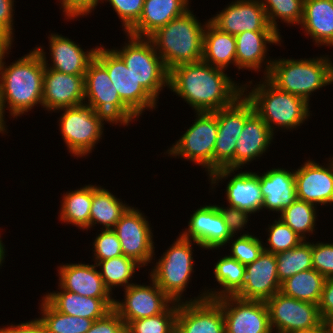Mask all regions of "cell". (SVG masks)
Listing matches in <instances>:
<instances>
[{"mask_svg":"<svg viewBox=\"0 0 333 333\" xmlns=\"http://www.w3.org/2000/svg\"><path fill=\"white\" fill-rule=\"evenodd\" d=\"M224 72L203 61L180 64L169 70L168 88L196 112H215L232 105L244 94L243 85L239 86Z\"/></svg>","mask_w":333,"mask_h":333,"instance_id":"cell-1","label":"cell"},{"mask_svg":"<svg viewBox=\"0 0 333 333\" xmlns=\"http://www.w3.org/2000/svg\"><path fill=\"white\" fill-rule=\"evenodd\" d=\"M3 59L0 60V103L3 113L9 109L12 117H18L37 104L43 107L45 65L40 53L33 49L10 66H6Z\"/></svg>","mask_w":333,"mask_h":333,"instance_id":"cell-2","label":"cell"},{"mask_svg":"<svg viewBox=\"0 0 333 333\" xmlns=\"http://www.w3.org/2000/svg\"><path fill=\"white\" fill-rule=\"evenodd\" d=\"M196 18L187 10L148 37L168 70L202 61L205 25Z\"/></svg>","mask_w":333,"mask_h":333,"instance_id":"cell-3","label":"cell"},{"mask_svg":"<svg viewBox=\"0 0 333 333\" xmlns=\"http://www.w3.org/2000/svg\"><path fill=\"white\" fill-rule=\"evenodd\" d=\"M259 84L247 90L243 85L245 97L252 103L254 111L266 122L274 133L277 126L291 130L297 128L310 116L309 103L302 97L279 90L266 77ZM256 86V87H255ZM247 91H249L247 93Z\"/></svg>","mask_w":333,"mask_h":333,"instance_id":"cell-4","label":"cell"},{"mask_svg":"<svg viewBox=\"0 0 333 333\" xmlns=\"http://www.w3.org/2000/svg\"><path fill=\"white\" fill-rule=\"evenodd\" d=\"M328 55L309 59L274 60L266 78L279 90L304 98L333 84V63Z\"/></svg>","mask_w":333,"mask_h":333,"instance_id":"cell-5","label":"cell"},{"mask_svg":"<svg viewBox=\"0 0 333 333\" xmlns=\"http://www.w3.org/2000/svg\"><path fill=\"white\" fill-rule=\"evenodd\" d=\"M126 36L128 43L121 50H113L122 58L135 79L157 100L162 88L169 87V70L149 38L130 34Z\"/></svg>","mask_w":333,"mask_h":333,"instance_id":"cell-6","label":"cell"},{"mask_svg":"<svg viewBox=\"0 0 333 333\" xmlns=\"http://www.w3.org/2000/svg\"><path fill=\"white\" fill-rule=\"evenodd\" d=\"M192 253V240L179 235L150 272V278L174 302H182V294L194 272Z\"/></svg>","mask_w":333,"mask_h":333,"instance_id":"cell-7","label":"cell"},{"mask_svg":"<svg viewBox=\"0 0 333 333\" xmlns=\"http://www.w3.org/2000/svg\"><path fill=\"white\" fill-rule=\"evenodd\" d=\"M60 110L64 111L59 119L60 131L69 153L79 158L90 154L103 135V122H111L86 104Z\"/></svg>","mask_w":333,"mask_h":333,"instance_id":"cell-8","label":"cell"},{"mask_svg":"<svg viewBox=\"0 0 333 333\" xmlns=\"http://www.w3.org/2000/svg\"><path fill=\"white\" fill-rule=\"evenodd\" d=\"M112 86L107 69L94 58L84 76V98L88 99L84 104L103 114L112 124L128 126L138 117L122 102Z\"/></svg>","mask_w":333,"mask_h":333,"instance_id":"cell-9","label":"cell"},{"mask_svg":"<svg viewBox=\"0 0 333 333\" xmlns=\"http://www.w3.org/2000/svg\"><path fill=\"white\" fill-rule=\"evenodd\" d=\"M195 122L166 153L197 163L208 175L214 172V147L218 136L215 112H195Z\"/></svg>","mask_w":333,"mask_h":333,"instance_id":"cell-10","label":"cell"},{"mask_svg":"<svg viewBox=\"0 0 333 333\" xmlns=\"http://www.w3.org/2000/svg\"><path fill=\"white\" fill-rule=\"evenodd\" d=\"M252 103L243 94L232 105L216 111L218 136L214 147V171L235 170V148L245 121L254 113Z\"/></svg>","mask_w":333,"mask_h":333,"instance_id":"cell-11","label":"cell"},{"mask_svg":"<svg viewBox=\"0 0 333 333\" xmlns=\"http://www.w3.org/2000/svg\"><path fill=\"white\" fill-rule=\"evenodd\" d=\"M100 46H97L95 58L107 69L112 87L118 91L122 102L138 118L144 110L155 109L158 100L135 79L122 58L113 49Z\"/></svg>","mask_w":333,"mask_h":333,"instance_id":"cell-12","label":"cell"},{"mask_svg":"<svg viewBox=\"0 0 333 333\" xmlns=\"http://www.w3.org/2000/svg\"><path fill=\"white\" fill-rule=\"evenodd\" d=\"M266 304L272 331L276 329V333H299L314 329L324 322L318 304L300 301L280 291Z\"/></svg>","mask_w":333,"mask_h":333,"instance_id":"cell-13","label":"cell"},{"mask_svg":"<svg viewBox=\"0 0 333 333\" xmlns=\"http://www.w3.org/2000/svg\"><path fill=\"white\" fill-rule=\"evenodd\" d=\"M149 222L137 208L130 206L116 223V232L124 256L142 267L151 263L154 253L153 233Z\"/></svg>","mask_w":333,"mask_h":333,"instance_id":"cell-14","label":"cell"},{"mask_svg":"<svg viewBox=\"0 0 333 333\" xmlns=\"http://www.w3.org/2000/svg\"><path fill=\"white\" fill-rule=\"evenodd\" d=\"M215 300L223 310L225 333H273L265 301L243 300L236 296Z\"/></svg>","mask_w":333,"mask_h":333,"instance_id":"cell-15","label":"cell"},{"mask_svg":"<svg viewBox=\"0 0 333 333\" xmlns=\"http://www.w3.org/2000/svg\"><path fill=\"white\" fill-rule=\"evenodd\" d=\"M177 333H225L224 314L215 299L203 292L197 298L177 303Z\"/></svg>","mask_w":333,"mask_h":333,"instance_id":"cell-16","label":"cell"},{"mask_svg":"<svg viewBox=\"0 0 333 333\" xmlns=\"http://www.w3.org/2000/svg\"><path fill=\"white\" fill-rule=\"evenodd\" d=\"M274 133L270 130L266 122L254 112L246 121L235 148V170H228L221 168L214 171L209 175L211 179V185L214 186L219 183V180L223 181V178L227 179L239 168L242 169L244 164L255 160L257 157H261L265 153L274 138ZM217 183V184H215Z\"/></svg>","mask_w":333,"mask_h":333,"instance_id":"cell-17","label":"cell"},{"mask_svg":"<svg viewBox=\"0 0 333 333\" xmlns=\"http://www.w3.org/2000/svg\"><path fill=\"white\" fill-rule=\"evenodd\" d=\"M151 282L150 286L131 284L124 290V302L115 299L113 309L123 319L125 325L133 320L163 313L174 302L153 279Z\"/></svg>","mask_w":333,"mask_h":333,"instance_id":"cell-18","label":"cell"},{"mask_svg":"<svg viewBox=\"0 0 333 333\" xmlns=\"http://www.w3.org/2000/svg\"><path fill=\"white\" fill-rule=\"evenodd\" d=\"M209 21L233 36L244 31H275L268 23L261 0H236Z\"/></svg>","mask_w":333,"mask_h":333,"instance_id":"cell-19","label":"cell"},{"mask_svg":"<svg viewBox=\"0 0 333 333\" xmlns=\"http://www.w3.org/2000/svg\"><path fill=\"white\" fill-rule=\"evenodd\" d=\"M280 290L276 255L263 250L254 262L245 266L244 284L234 296L266 302Z\"/></svg>","mask_w":333,"mask_h":333,"instance_id":"cell-20","label":"cell"},{"mask_svg":"<svg viewBox=\"0 0 333 333\" xmlns=\"http://www.w3.org/2000/svg\"><path fill=\"white\" fill-rule=\"evenodd\" d=\"M180 235L204 249H219L231 238L217 205H206L194 211L188 222V229Z\"/></svg>","mask_w":333,"mask_h":333,"instance_id":"cell-21","label":"cell"},{"mask_svg":"<svg viewBox=\"0 0 333 333\" xmlns=\"http://www.w3.org/2000/svg\"><path fill=\"white\" fill-rule=\"evenodd\" d=\"M84 76L61 73L45 66L43 78V108L57 111L85 103Z\"/></svg>","mask_w":333,"mask_h":333,"instance_id":"cell-22","label":"cell"},{"mask_svg":"<svg viewBox=\"0 0 333 333\" xmlns=\"http://www.w3.org/2000/svg\"><path fill=\"white\" fill-rule=\"evenodd\" d=\"M326 166L308 160L294 170L297 199L317 204L333 203V159Z\"/></svg>","mask_w":333,"mask_h":333,"instance_id":"cell-23","label":"cell"},{"mask_svg":"<svg viewBox=\"0 0 333 333\" xmlns=\"http://www.w3.org/2000/svg\"><path fill=\"white\" fill-rule=\"evenodd\" d=\"M49 46H50V56L51 57V66L46 61V52L44 49L39 46L35 49L40 53L44 65L47 68L56 70L61 73L72 74V75H85L89 63L95 58L96 48H92L89 51L84 52L83 49L76 44L71 39L58 35L51 34L49 35Z\"/></svg>","mask_w":333,"mask_h":333,"instance_id":"cell-24","label":"cell"},{"mask_svg":"<svg viewBox=\"0 0 333 333\" xmlns=\"http://www.w3.org/2000/svg\"><path fill=\"white\" fill-rule=\"evenodd\" d=\"M236 39V67L259 72L266 60V70L263 77L270 71L273 60L265 59L267 44L281 43V35L277 31H244L235 36Z\"/></svg>","mask_w":333,"mask_h":333,"instance_id":"cell-25","label":"cell"},{"mask_svg":"<svg viewBox=\"0 0 333 333\" xmlns=\"http://www.w3.org/2000/svg\"><path fill=\"white\" fill-rule=\"evenodd\" d=\"M96 264L72 263L58 267L59 288L86 297L114 299L104 284Z\"/></svg>","mask_w":333,"mask_h":333,"instance_id":"cell-26","label":"cell"},{"mask_svg":"<svg viewBox=\"0 0 333 333\" xmlns=\"http://www.w3.org/2000/svg\"><path fill=\"white\" fill-rule=\"evenodd\" d=\"M188 4V0H144L139 20L126 34L148 38L156 30L189 10Z\"/></svg>","mask_w":333,"mask_h":333,"instance_id":"cell-27","label":"cell"},{"mask_svg":"<svg viewBox=\"0 0 333 333\" xmlns=\"http://www.w3.org/2000/svg\"><path fill=\"white\" fill-rule=\"evenodd\" d=\"M258 177L263 208L281 213L297 199L294 171L273 168Z\"/></svg>","mask_w":333,"mask_h":333,"instance_id":"cell-28","label":"cell"},{"mask_svg":"<svg viewBox=\"0 0 333 333\" xmlns=\"http://www.w3.org/2000/svg\"><path fill=\"white\" fill-rule=\"evenodd\" d=\"M50 292L44 298L59 312L90 320L104 317L114 307L115 299H100L82 296L67 290L59 289Z\"/></svg>","mask_w":333,"mask_h":333,"instance_id":"cell-29","label":"cell"},{"mask_svg":"<svg viewBox=\"0 0 333 333\" xmlns=\"http://www.w3.org/2000/svg\"><path fill=\"white\" fill-rule=\"evenodd\" d=\"M301 26L315 44L333 46V0H304Z\"/></svg>","mask_w":333,"mask_h":333,"instance_id":"cell-30","label":"cell"},{"mask_svg":"<svg viewBox=\"0 0 333 333\" xmlns=\"http://www.w3.org/2000/svg\"><path fill=\"white\" fill-rule=\"evenodd\" d=\"M225 192L228 206L250 213L263 209V195L258 173L239 172L228 181Z\"/></svg>","mask_w":333,"mask_h":333,"instance_id":"cell-31","label":"cell"},{"mask_svg":"<svg viewBox=\"0 0 333 333\" xmlns=\"http://www.w3.org/2000/svg\"><path fill=\"white\" fill-rule=\"evenodd\" d=\"M202 61L223 70L232 63L236 66L235 36L220 31L209 20L205 22Z\"/></svg>","mask_w":333,"mask_h":333,"instance_id":"cell-32","label":"cell"},{"mask_svg":"<svg viewBox=\"0 0 333 333\" xmlns=\"http://www.w3.org/2000/svg\"><path fill=\"white\" fill-rule=\"evenodd\" d=\"M129 207L107 189L93 185L90 228L98 223L102 229H113Z\"/></svg>","mask_w":333,"mask_h":333,"instance_id":"cell-33","label":"cell"},{"mask_svg":"<svg viewBox=\"0 0 333 333\" xmlns=\"http://www.w3.org/2000/svg\"><path fill=\"white\" fill-rule=\"evenodd\" d=\"M93 185L63 194L60 221L67 222L80 229H90V209L92 205Z\"/></svg>","mask_w":333,"mask_h":333,"instance_id":"cell-34","label":"cell"},{"mask_svg":"<svg viewBox=\"0 0 333 333\" xmlns=\"http://www.w3.org/2000/svg\"><path fill=\"white\" fill-rule=\"evenodd\" d=\"M325 279L312 268L287 278L281 283L280 292L300 301L319 304Z\"/></svg>","mask_w":333,"mask_h":333,"instance_id":"cell-35","label":"cell"},{"mask_svg":"<svg viewBox=\"0 0 333 333\" xmlns=\"http://www.w3.org/2000/svg\"><path fill=\"white\" fill-rule=\"evenodd\" d=\"M214 277L219 285L221 291H204L206 298L218 299L224 296H234L243 286L245 278V265L237 261L229 255L224 256L215 263Z\"/></svg>","mask_w":333,"mask_h":333,"instance_id":"cell-36","label":"cell"},{"mask_svg":"<svg viewBox=\"0 0 333 333\" xmlns=\"http://www.w3.org/2000/svg\"><path fill=\"white\" fill-rule=\"evenodd\" d=\"M41 318L48 333H86L94 320L63 314L57 311L44 297L41 303Z\"/></svg>","mask_w":333,"mask_h":333,"instance_id":"cell-37","label":"cell"},{"mask_svg":"<svg viewBox=\"0 0 333 333\" xmlns=\"http://www.w3.org/2000/svg\"><path fill=\"white\" fill-rule=\"evenodd\" d=\"M277 275L280 283L296 273L313 268L312 244L306 240L291 250L276 253Z\"/></svg>","mask_w":333,"mask_h":333,"instance_id":"cell-38","label":"cell"},{"mask_svg":"<svg viewBox=\"0 0 333 333\" xmlns=\"http://www.w3.org/2000/svg\"><path fill=\"white\" fill-rule=\"evenodd\" d=\"M97 266L102 268L101 277L111 294L114 287L123 286L125 289L134 284L129 281L135 271L142 267L134 259L124 255L100 261Z\"/></svg>","mask_w":333,"mask_h":333,"instance_id":"cell-39","label":"cell"},{"mask_svg":"<svg viewBox=\"0 0 333 333\" xmlns=\"http://www.w3.org/2000/svg\"><path fill=\"white\" fill-rule=\"evenodd\" d=\"M316 210V205L296 199L280 213L279 219L306 240V234H313L315 231Z\"/></svg>","mask_w":333,"mask_h":333,"instance_id":"cell-40","label":"cell"},{"mask_svg":"<svg viewBox=\"0 0 333 333\" xmlns=\"http://www.w3.org/2000/svg\"><path fill=\"white\" fill-rule=\"evenodd\" d=\"M261 3L269 25L279 34L277 19L288 25H300L302 22L304 0H261Z\"/></svg>","mask_w":333,"mask_h":333,"instance_id":"cell-41","label":"cell"},{"mask_svg":"<svg viewBox=\"0 0 333 333\" xmlns=\"http://www.w3.org/2000/svg\"><path fill=\"white\" fill-rule=\"evenodd\" d=\"M171 305L156 316L130 321L126 330L130 333H173L176 330L177 302Z\"/></svg>","mask_w":333,"mask_h":333,"instance_id":"cell-42","label":"cell"},{"mask_svg":"<svg viewBox=\"0 0 333 333\" xmlns=\"http://www.w3.org/2000/svg\"><path fill=\"white\" fill-rule=\"evenodd\" d=\"M271 226L269 225V234L267 243L269 247H263L264 251L269 253H279L298 246L304 239L294 232L286 223L281 219L274 221Z\"/></svg>","mask_w":333,"mask_h":333,"instance_id":"cell-43","label":"cell"},{"mask_svg":"<svg viewBox=\"0 0 333 333\" xmlns=\"http://www.w3.org/2000/svg\"><path fill=\"white\" fill-rule=\"evenodd\" d=\"M232 239L233 237L228 242L229 244L230 240L233 241L231 242V253L229 256L245 266L254 262L264 250L263 242L249 233H245L235 240Z\"/></svg>","mask_w":333,"mask_h":333,"instance_id":"cell-44","label":"cell"},{"mask_svg":"<svg viewBox=\"0 0 333 333\" xmlns=\"http://www.w3.org/2000/svg\"><path fill=\"white\" fill-rule=\"evenodd\" d=\"M94 258L97 265L100 261L123 255L122 247L113 229H103L93 242Z\"/></svg>","mask_w":333,"mask_h":333,"instance_id":"cell-45","label":"cell"},{"mask_svg":"<svg viewBox=\"0 0 333 333\" xmlns=\"http://www.w3.org/2000/svg\"><path fill=\"white\" fill-rule=\"evenodd\" d=\"M103 1V0H102ZM109 1L113 10L119 16L125 33L139 20L144 0H105Z\"/></svg>","mask_w":333,"mask_h":333,"instance_id":"cell-46","label":"cell"},{"mask_svg":"<svg viewBox=\"0 0 333 333\" xmlns=\"http://www.w3.org/2000/svg\"><path fill=\"white\" fill-rule=\"evenodd\" d=\"M312 263L325 278H333V243H312Z\"/></svg>","mask_w":333,"mask_h":333,"instance_id":"cell-47","label":"cell"},{"mask_svg":"<svg viewBox=\"0 0 333 333\" xmlns=\"http://www.w3.org/2000/svg\"><path fill=\"white\" fill-rule=\"evenodd\" d=\"M126 325L118 313L112 309L104 317L93 322L86 333H123Z\"/></svg>","mask_w":333,"mask_h":333,"instance_id":"cell-48","label":"cell"},{"mask_svg":"<svg viewBox=\"0 0 333 333\" xmlns=\"http://www.w3.org/2000/svg\"><path fill=\"white\" fill-rule=\"evenodd\" d=\"M218 209L222 214L226 225L228 226L231 237L237 235L235 233H238V231L242 230L243 227L245 228V225L249 221L248 216L252 214L245 210L238 209L234 206H229L225 208L218 206Z\"/></svg>","mask_w":333,"mask_h":333,"instance_id":"cell-49","label":"cell"},{"mask_svg":"<svg viewBox=\"0 0 333 333\" xmlns=\"http://www.w3.org/2000/svg\"><path fill=\"white\" fill-rule=\"evenodd\" d=\"M102 0H60L66 19L85 16L92 12Z\"/></svg>","mask_w":333,"mask_h":333,"instance_id":"cell-50","label":"cell"},{"mask_svg":"<svg viewBox=\"0 0 333 333\" xmlns=\"http://www.w3.org/2000/svg\"><path fill=\"white\" fill-rule=\"evenodd\" d=\"M318 307L324 322L333 318V278L325 279Z\"/></svg>","mask_w":333,"mask_h":333,"instance_id":"cell-51","label":"cell"},{"mask_svg":"<svg viewBox=\"0 0 333 333\" xmlns=\"http://www.w3.org/2000/svg\"><path fill=\"white\" fill-rule=\"evenodd\" d=\"M0 333H48L42 321L35 318L29 322L11 324L8 327L0 328Z\"/></svg>","mask_w":333,"mask_h":333,"instance_id":"cell-52","label":"cell"},{"mask_svg":"<svg viewBox=\"0 0 333 333\" xmlns=\"http://www.w3.org/2000/svg\"><path fill=\"white\" fill-rule=\"evenodd\" d=\"M14 0H0V26L13 37Z\"/></svg>","mask_w":333,"mask_h":333,"instance_id":"cell-53","label":"cell"},{"mask_svg":"<svg viewBox=\"0 0 333 333\" xmlns=\"http://www.w3.org/2000/svg\"><path fill=\"white\" fill-rule=\"evenodd\" d=\"M13 40L14 38L0 26V60L9 54L8 51L11 50Z\"/></svg>","mask_w":333,"mask_h":333,"instance_id":"cell-54","label":"cell"},{"mask_svg":"<svg viewBox=\"0 0 333 333\" xmlns=\"http://www.w3.org/2000/svg\"><path fill=\"white\" fill-rule=\"evenodd\" d=\"M299 333H331V332H330V329H329L327 323L323 322L314 329L305 330V331L299 332Z\"/></svg>","mask_w":333,"mask_h":333,"instance_id":"cell-55","label":"cell"},{"mask_svg":"<svg viewBox=\"0 0 333 333\" xmlns=\"http://www.w3.org/2000/svg\"><path fill=\"white\" fill-rule=\"evenodd\" d=\"M4 113H3V111H2V108H1V103H0V133H4L5 134V132L7 131L6 130V124H5V121H4Z\"/></svg>","mask_w":333,"mask_h":333,"instance_id":"cell-56","label":"cell"},{"mask_svg":"<svg viewBox=\"0 0 333 333\" xmlns=\"http://www.w3.org/2000/svg\"><path fill=\"white\" fill-rule=\"evenodd\" d=\"M1 235V234H0ZM4 244L2 243L1 236H0V266L2 265L4 259H5V249Z\"/></svg>","mask_w":333,"mask_h":333,"instance_id":"cell-57","label":"cell"},{"mask_svg":"<svg viewBox=\"0 0 333 333\" xmlns=\"http://www.w3.org/2000/svg\"><path fill=\"white\" fill-rule=\"evenodd\" d=\"M326 323L330 329V332L333 333V318L328 319Z\"/></svg>","mask_w":333,"mask_h":333,"instance_id":"cell-58","label":"cell"}]
</instances>
